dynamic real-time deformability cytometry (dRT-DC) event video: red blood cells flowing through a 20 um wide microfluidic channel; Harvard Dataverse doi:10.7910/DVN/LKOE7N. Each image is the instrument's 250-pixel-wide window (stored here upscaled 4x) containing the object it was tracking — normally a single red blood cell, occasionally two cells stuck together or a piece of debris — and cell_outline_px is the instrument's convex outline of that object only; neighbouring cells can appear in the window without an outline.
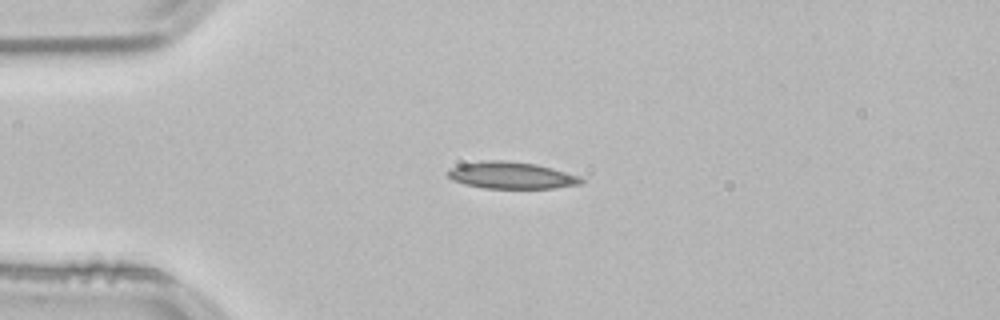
{"species": "common noctule bat (a hibernating species)", "species_latin": "Nyctalus noctula", "temperature_condition": "room temperature", "stored_images_in_passage": 41, "camera_frame_rate_fps": 3000, "um_per_image_px": 0.085, "animal": {"sex": "male", "body_mass_g": 21.5, "forearm_length_mm": 52.0}, "frame": {"image": 1, "passage_image": 1, "time_ms": 0.0, "image_size_px": [1000, 320], "cell_outline_px": [[584, 180], [580, 184], [552, 188], [484, 188], [464, 184], [452, 180], [444, 172], [448, 168], [460, 164], [480, 160], [504, 160], [536, 164], [552, 168], [580, 176]], "centroid_in_image_um": [43.39, 14.89], "position_along_channel_um": 41.6, "area_um2": 21.04}}
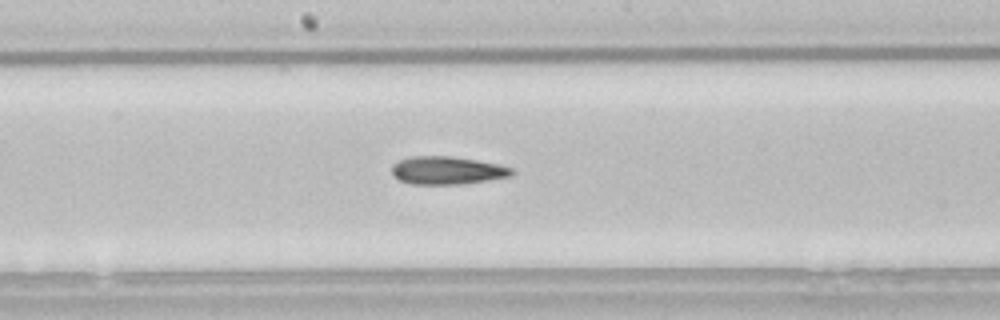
{"frame": {"image": 2, "passage_image": 16, "time_ms": 5.0, "image_size_px": [1000, 320], "cell_outline_px": [[516, 172], [512, 176], [460, 184], [412, 184], [400, 180], [392, 176], [392, 164], [408, 156], [452, 156], [500, 164], [512, 168]], "centroid_in_image_um": [38.01, 14.48], "position_along_channel_um": 210.2, "area_um2": 19.65}}
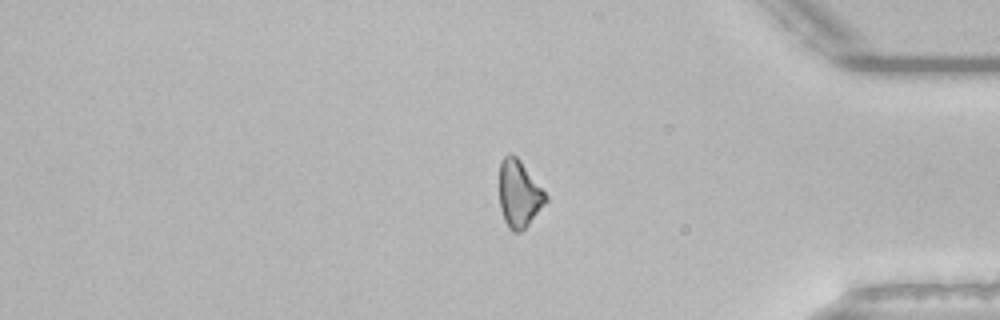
{"frame": {"image": 3, "passage_image": 32, "time_ms": 10.333, "image_size_px": [1000, 320], "cell_outline_px": [[548, 200], [528, 224], [520, 232], [512, 232], [508, 228], [504, 220], [500, 208], [500, 160], [508, 152], [512, 152], [520, 160], [548, 196]], "centroid_in_image_um": [44.1, 16.46], "position_along_channel_um": 391.1, "area_um2": 18.09}, "authors_computed_cell_mechanics": {"area_um2": 19.074, "velocity_mm_per_s": 3.8508, "shape_relaxation_time_tau1_ms": 6.9738, "shape_relaxation_time_tau2_ms": 8.2049, "deformation_change_tau1": 0.148, "deformation_change_tau2": 0.182}}